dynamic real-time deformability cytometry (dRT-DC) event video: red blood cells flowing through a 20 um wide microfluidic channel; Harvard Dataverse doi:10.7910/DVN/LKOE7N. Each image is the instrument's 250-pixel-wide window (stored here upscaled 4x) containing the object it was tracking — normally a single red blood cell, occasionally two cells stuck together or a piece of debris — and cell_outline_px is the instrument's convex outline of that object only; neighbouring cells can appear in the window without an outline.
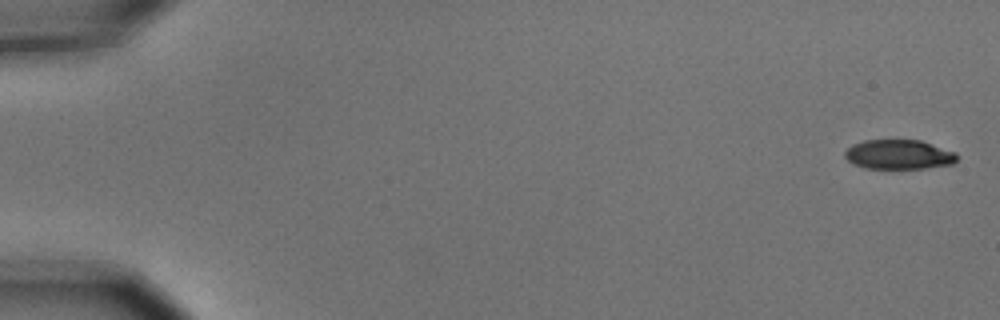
{"species": "common noctule bat (a hibernating species)", "species_latin": "Nyctalus noctula", "temperature_condition": "cold", "stored_images_in_passage": 6, "camera_frame_rate_fps": 3000, "um_per_image_px": 0.085, "animal": {"sex": "male", "body_mass_g": 15.6}, "frame": {"image": 1, "passage_image": 1, "time_ms": 0.0, "image_size_px": [1000, 320], "cell_outline_px": [[956, 160], [952, 164], [924, 168], [864, 168], [852, 164], [844, 156], [844, 152], [852, 144], [864, 140], [920, 140], [956, 152]], "centroid_in_image_um": [76.36, 13.13], "position_along_channel_um": 8.6, "area_um2": 19.25}}
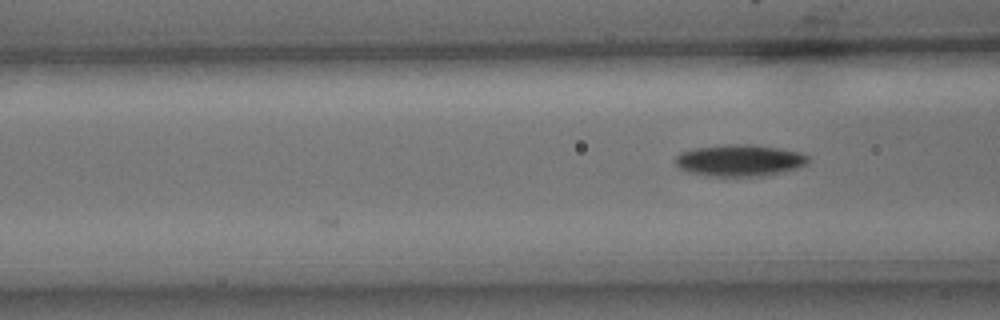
{"frame": {"image": 2, "passage_image": 6, "time_ms": 1.667, "image_size_px": [1000, 320], "cell_outline_px": [[808, 164], [796, 168], [768, 176], [708, 176], [688, 172], [680, 168], [676, 164], [676, 156], [680, 152], [696, 148], [724, 144], [752, 144], [800, 152], [808, 156]], "centroid_in_image_um": [62.87, 13.64], "position_along_channel_um": 103.7, "area_um2": 24.57}}